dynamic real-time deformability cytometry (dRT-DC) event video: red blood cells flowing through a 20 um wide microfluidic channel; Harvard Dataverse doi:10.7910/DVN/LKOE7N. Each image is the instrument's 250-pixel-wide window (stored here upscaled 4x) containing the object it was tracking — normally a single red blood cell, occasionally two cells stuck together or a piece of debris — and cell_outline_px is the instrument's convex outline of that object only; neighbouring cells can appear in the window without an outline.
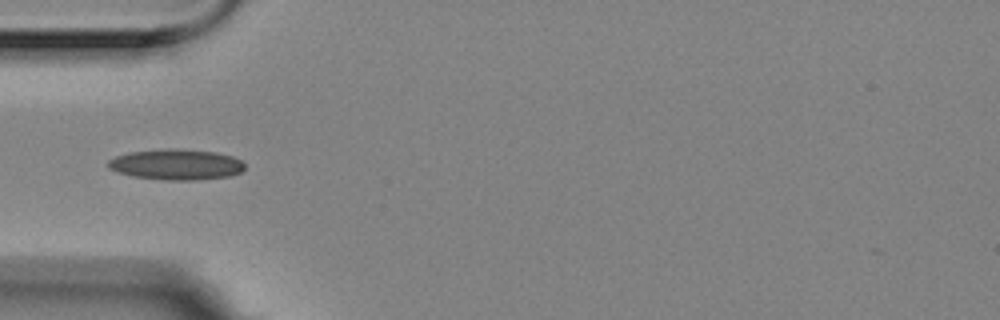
{"species": "Egyptian fruit bat (a non-hibernating species)", "species_latin": "Rousettus aegyptiacus", "temperature_condition": "room temperature", "stored_images_in_passage": 6, "camera_frame_rate_fps": 3000, "um_per_image_px": 0.085, "animal": {"sex": "female"}, "frame": {"image": 1, "passage_image": 4, "time_ms": 1.0, "image_size_px": [1000, 320], "cell_outline_px": [[244, 168], [240, 172], [232, 176], [196, 180], [164, 180], [132, 176], [108, 168], [108, 160], [116, 156], [128, 152], [168, 148], [172, 148], [216, 152], [232, 156], [240, 160], [244, 164]], "centroid_in_image_um": [14.98, 13.98], "position_along_channel_um": 70.0, "area_um2": 24.45}}
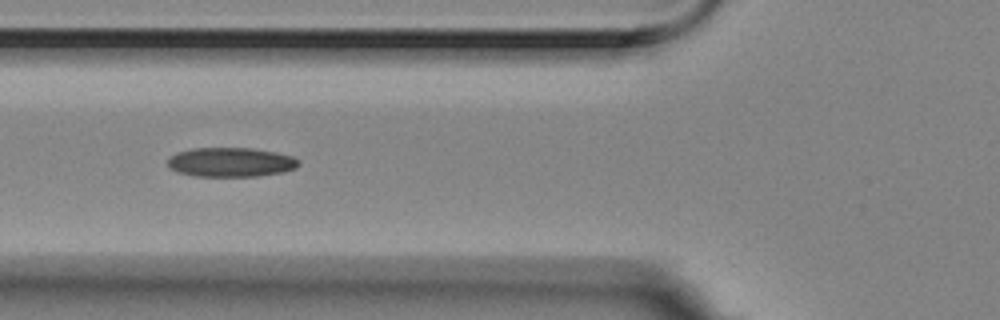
{"frame": {"image": 2, "passage_image": 5, "time_ms": 1.333, "image_size_px": [1000, 320], "cell_outline_px": [[300, 164], [296, 168], [284, 172], [256, 176], [196, 176], [176, 172], [168, 164], [168, 160], [172, 156], [180, 152], [196, 148], [248, 148], [276, 152], [292, 156]], "centroid_in_image_um": [19.65, 13.79], "position_along_channel_um": 106.2, "area_um2": 22.08}}
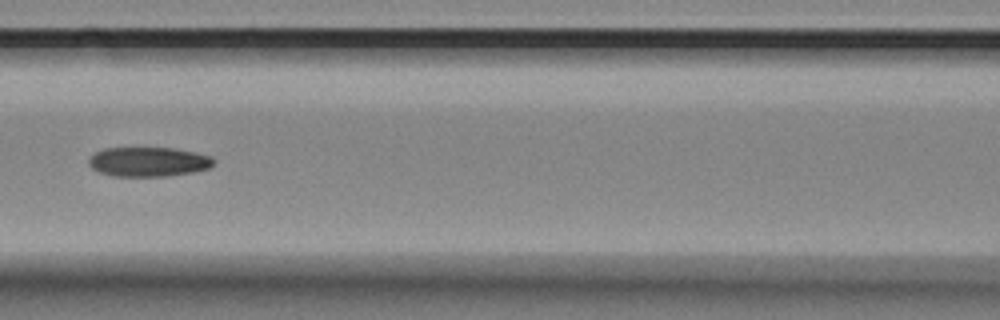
{"frame": {"image": 3, "passage_image": 6, "time_ms": 1.667, "image_size_px": [1000, 320], "cell_outline_px": [[216, 160], [208, 168], [192, 172], [168, 176], [112, 176], [100, 172], [92, 168], [88, 164], [88, 160], [96, 152], [104, 148], [176, 148], [196, 152], [212, 156]], "centroid_in_image_um": [12.63, 13.75], "position_along_channel_um": 154.0, "area_um2": 21.5}}